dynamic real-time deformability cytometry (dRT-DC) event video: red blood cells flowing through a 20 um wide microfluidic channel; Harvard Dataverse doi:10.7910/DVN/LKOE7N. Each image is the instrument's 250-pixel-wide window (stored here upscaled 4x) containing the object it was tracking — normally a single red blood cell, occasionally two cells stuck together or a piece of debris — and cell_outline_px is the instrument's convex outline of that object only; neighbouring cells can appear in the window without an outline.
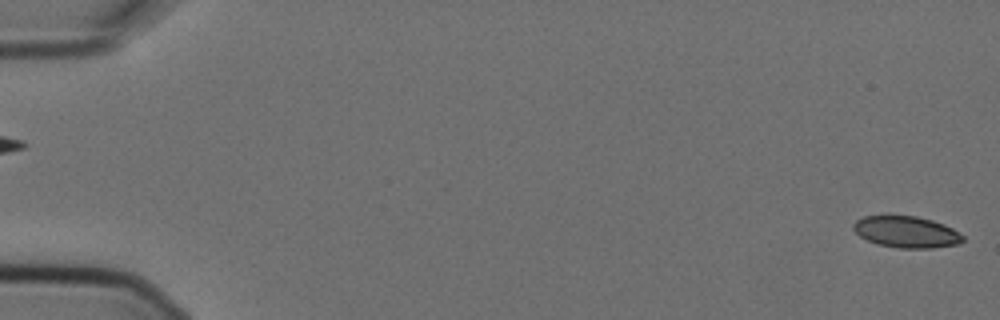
{"species": "Egyptian fruit bat (a non-hibernating species)", "species_latin": "Rousettus aegyptiacus", "temperature_condition": "cold", "stored_images_in_passage": 6, "camera_frame_rate_fps": 3000, "um_per_image_px": 0.085, "animal": {"sex": "female"}, "frame": {"image": 1, "passage_image": 1, "time_ms": 0.0, "image_size_px": [1000, 320], "cell_outline_px": [[964, 240], [960, 244], [932, 248], [896, 248], [876, 244], [860, 236], [852, 228], [852, 224], [856, 220], [864, 216], [916, 216], [932, 220], [944, 224], [952, 228], [964, 236]], "centroid_in_image_um": [77.05, 19.72], "position_along_channel_um": 8.0, "area_um2": 20.17}}